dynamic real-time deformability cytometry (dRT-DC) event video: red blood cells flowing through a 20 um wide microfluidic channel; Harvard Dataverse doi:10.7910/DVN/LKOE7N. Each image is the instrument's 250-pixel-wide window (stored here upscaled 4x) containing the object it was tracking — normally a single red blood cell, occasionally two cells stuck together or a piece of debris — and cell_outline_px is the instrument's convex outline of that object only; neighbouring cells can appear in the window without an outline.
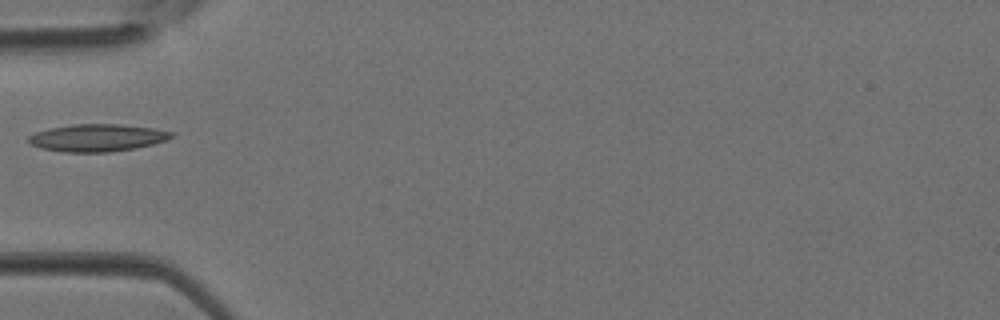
{"species": "Egyptian fruit bat (a non-hibernating species)", "species_latin": "Rousettus aegyptiacus", "temperature_condition": "room temperature", "stored_images_in_passage": 4, "camera_frame_rate_fps": 3000, "um_per_image_px": 0.085, "animal": {"sex": "female"}, "frame": {"image": 1, "passage_image": 4, "time_ms": 1.0, "image_size_px": [1000, 320], "cell_outline_px": [[176, 132], [172, 136], [164, 140], [152, 144], [136, 148], [108, 152], [64, 152], [40, 148], [32, 144], [28, 140], [28, 136], [36, 132], [48, 128], [72, 124], [120, 124], [156, 128]], "centroid_in_image_um": [8.27, 11.7], "position_along_channel_um": 76.7, "area_um2": 22.83}}